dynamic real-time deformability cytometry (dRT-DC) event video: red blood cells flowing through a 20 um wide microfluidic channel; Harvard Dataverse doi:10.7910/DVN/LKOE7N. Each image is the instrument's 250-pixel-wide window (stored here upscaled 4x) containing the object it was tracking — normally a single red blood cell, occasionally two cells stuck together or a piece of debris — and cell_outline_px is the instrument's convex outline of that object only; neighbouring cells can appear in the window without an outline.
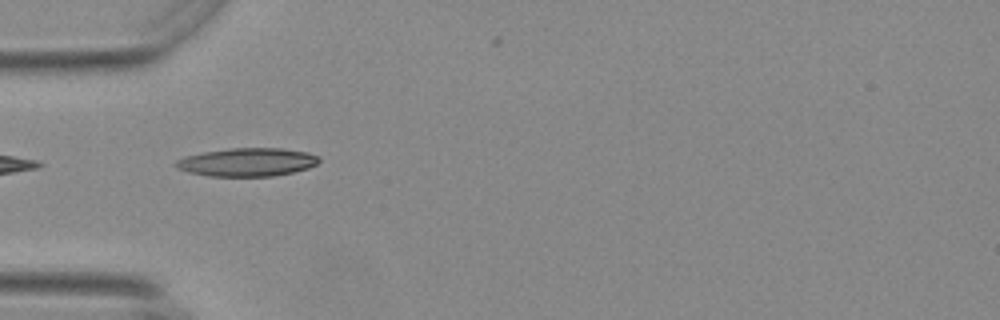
{"species": "Egyptian fruit bat (a non-hibernating species)", "species_latin": "Rousettus aegyptiacus", "temperature_condition": "warm", "stored_images_in_passage": 14, "camera_frame_rate_fps": 3000, "um_per_image_px": 0.085, "animal": {"sex": "female"}, "frame": {"image": 1, "passage_image": 1, "time_ms": 0.0, "image_size_px": [1000, 320], "cell_outline_px": [[320, 160], [316, 164], [308, 168], [292, 172], [272, 176], [208, 176], [188, 172], [176, 168], [172, 164], [176, 160], [184, 156], [204, 152], [228, 148], [284, 148], [308, 152], [320, 156]], "centroid_in_image_um": [20.99, 13.77], "position_along_channel_um": 64.0, "area_um2": 23.81}}
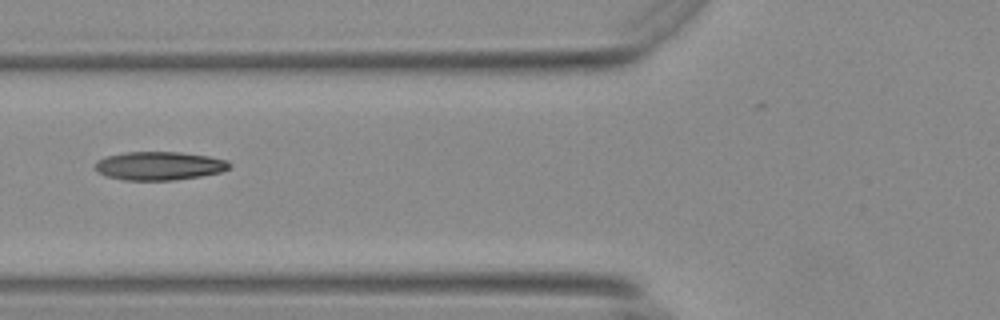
{"frame": {"image": 2, "passage_image": 5, "time_ms": 1.333, "image_size_px": [1000, 320], "cell_outline_px": [[232, 164], [228, 168], [220, 172], [200, 176], [172, 180], [124, 180], [108, 176], [96, 172], [96, 160], [108, 156], [124, 152], [180, 152], [208, 156], [228, 160]], "centroid_in_image_um": [13.54, 14.09], "position_along_channel_um": 112.3, "area_um2": 22.2}}
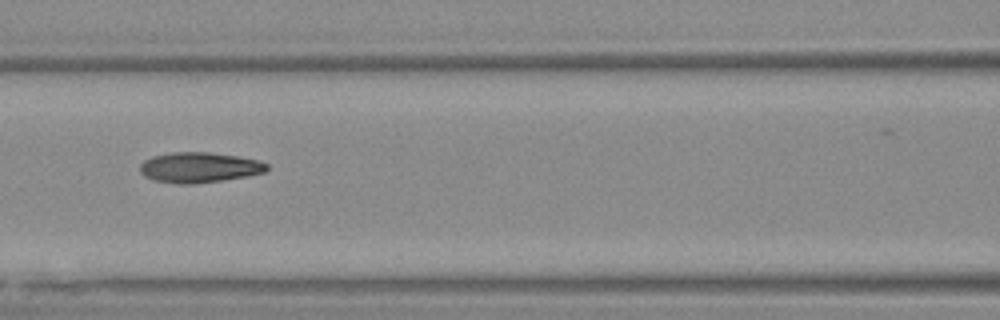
{"frame": {"image": 3, "passage_image": 8, "time_ms": 2.333, "image_size_px": [1000, 320], "cell_outline_px": [[268, 168], [264, 172], [248, 176], [220, 180], [188, 184], [180, 184], [152, 180], [144, 176], [140, 172], [140, 164], [144, 160], [152, 156], [172, 152], [208, 152], [236, 156], [256, 160], [268, 164]], "centroid_in_image_um": [16.89, 14.23], "position_along_channel_um": 149.7, "area_um2": 22.25}}